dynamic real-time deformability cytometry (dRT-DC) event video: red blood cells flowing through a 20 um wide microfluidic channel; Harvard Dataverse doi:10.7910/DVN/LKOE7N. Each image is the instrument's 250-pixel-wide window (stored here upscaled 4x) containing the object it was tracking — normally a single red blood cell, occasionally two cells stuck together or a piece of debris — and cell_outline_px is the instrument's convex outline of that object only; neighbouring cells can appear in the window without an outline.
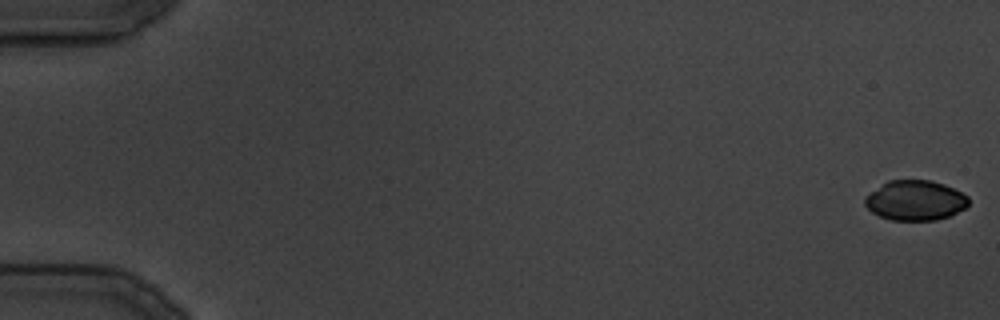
{"species": "common noctule bat (a hibernating species)", "species_latin": "Nyctalus noctula", "temperature_condition": "cold", "stored_images_in_passage": 25, "camera_frame_rate_fps": 3000, "um_per_image_px": 0.085, "animal": {"sex": "male", "body_mass_g": 19.5, "forearm_length_mm": 54.6}, "frame": {"image": 1, "passage_image": 1, "time_ms": 0.0, "image_size_px": [1000, 320], "cell_outline_px": [[968, 204], [964, 208], [948, 216], [936, 220], [892, 220], [880, 216], [872, 212], [864, 204], [864, 196], [888, 180], [932, 180], [944, 184], [968, 196]], "centroid_in_image_um": [77.77, 17.02], "position_along_channel_um": 7.2, "area_um2": 24.04}}